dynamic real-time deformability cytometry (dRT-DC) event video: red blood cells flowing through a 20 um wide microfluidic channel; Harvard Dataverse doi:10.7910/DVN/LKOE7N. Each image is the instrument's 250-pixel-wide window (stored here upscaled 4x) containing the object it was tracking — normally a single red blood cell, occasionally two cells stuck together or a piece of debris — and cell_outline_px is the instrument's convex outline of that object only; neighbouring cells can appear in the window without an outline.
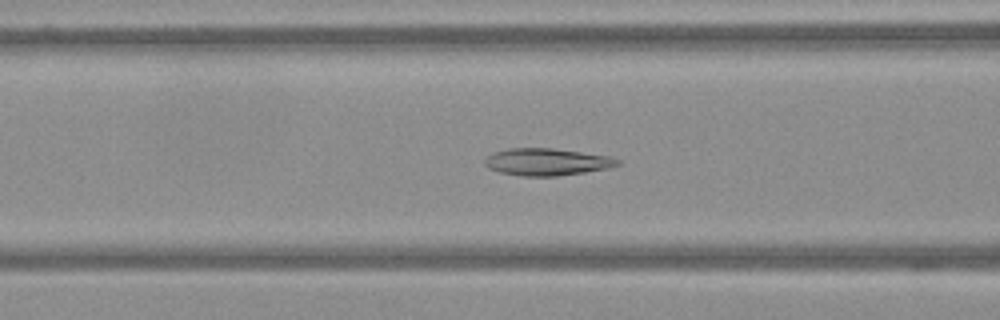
{"species": "Egyptian fruit bat (a non-hibernating species)", "species_latin": "Rousettus aegyptiacus", "temperature_condition": "warm", "stored_images_in_passage": 65, "camera_frame_rate_fps": 3000, "um_per_image_px": 0.085, "frame": {"image": 1, "passage_image": 26, "time_ms": 8.333, "image_size_px": [1000, 320], "cell_outline_px": [[620, 164], [608, 168], [584, 172], [556, 176], [520, 176], [500, 172], [488, 168], [484, 164], [484, 160], [492, 152], [508, 148], [552, 148], [608, 156], [620, 160]], "centroid_in_image_um": [46.43, 13.76], "position_along_channel_um": 120.2, "area_um2": 20.92}}
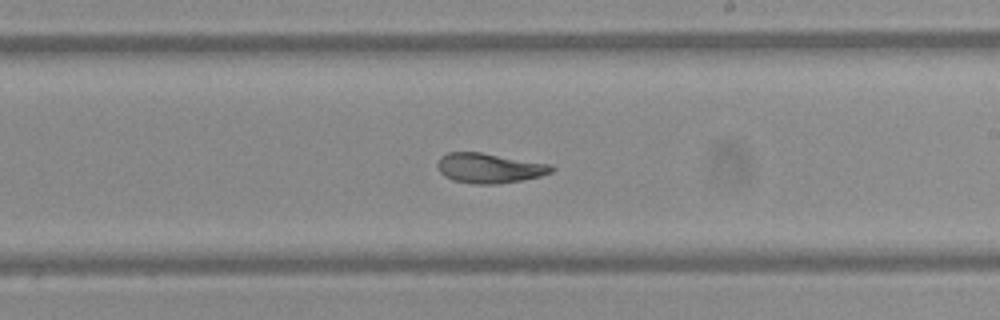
{"frame": {"image": 2, "passage_image": 38, "time_ms": 12.333, "image_size_px": [1000, 320], "cell_outline_px": [[556, 168], [552, 172], [540, 176], [520, 180], [496, 184], [472, 184], [452, 180], [444, 176], [440, 172], [436, 164], [440, 156], [448, 152], [480, 152], [552, 164]], "centroid_in_image_um": [41.58, 14.28], "position_along_channel_um": 247.4, "area_um2": 20.0}}
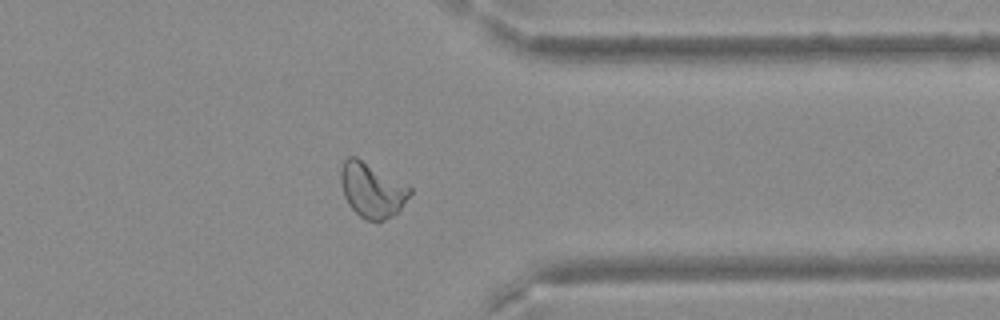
{"frame": {"image": 3, "passage_image": 51, "time_ms": 16.667, "image_size_px": [1000, 320], "cell_outline_px": [[412, 192], [400, 208], [392, 216], [384, 220], [368, 220], [360, 216], [348, 204], [344, 196], [340, 180], [340, 172], [344, 160], [348, 156], [356, 156], [412, 188]], "centroid_in_image_um": [31.59, 16.14], "position_along_channel_um": 379.8, "area_um2": 21.68}}